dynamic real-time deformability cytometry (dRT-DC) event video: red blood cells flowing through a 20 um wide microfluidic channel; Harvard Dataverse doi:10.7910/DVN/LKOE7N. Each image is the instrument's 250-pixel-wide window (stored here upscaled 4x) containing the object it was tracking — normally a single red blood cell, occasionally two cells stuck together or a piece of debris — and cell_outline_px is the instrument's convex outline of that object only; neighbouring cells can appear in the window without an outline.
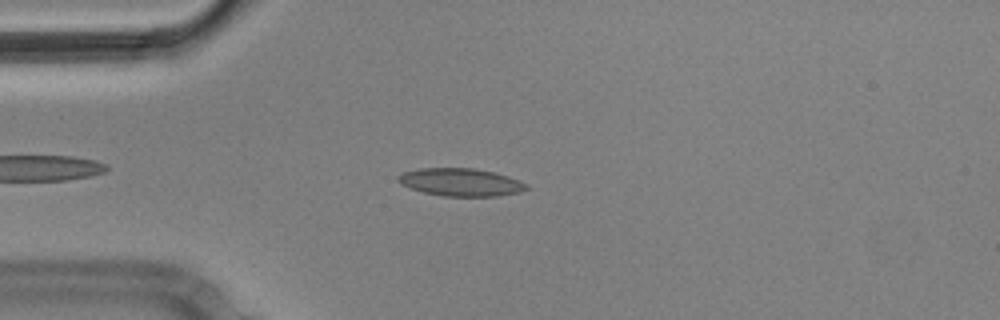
{"species": "Egyptian fruit bat (a non-hibernating species)", "species_latin": "Rousettus aegyptiacus", "temperature_condition": "cold", "stored_images_in_passage": 49, "camera_frame_rate_fps": 3000, "um_per_image_px": 0.085, "animal": {"sex": "male"}, "frame": {"image": 1, "passage_image": 7, "time_ms": 2.0, "image_size_px": [1000, 320], "cell_outline_px": [[528, 188], [520, 192], [496, 196], [444, 196], [424, 192], [408, 188], [400, 184], [396, 180], [396, 176], [404, 172], [420, 168], [472, 168], [492, 172], [508, 176], [524, 184]], "centroid_in_image_um": [39.08, 15.49], "position_along_channel_um": 45.9, "area_um2": 20.58}}
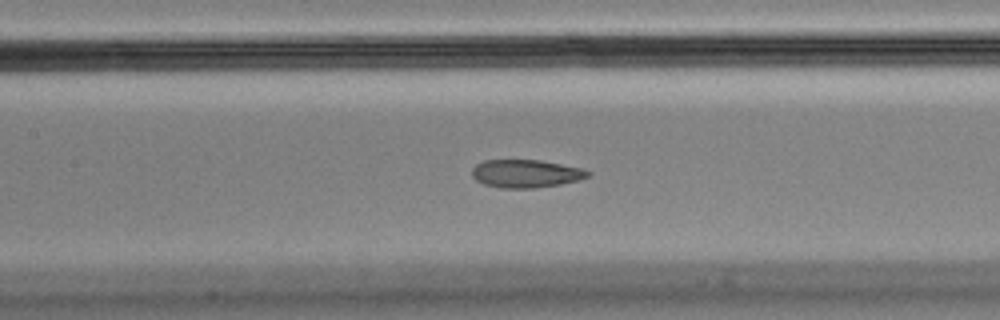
{"frame": {"image": 2, "passage_image": 18, "time_ms": 5.667, "image_size_px": [1000, 320], "cell_outline_px": [[592, 172], [588, 176], [580, 180], [560, 184], [536, 188], [500, 188], [484, 184], [476, 180], [472, 176], [472, 168], [476, 164], [484, 160], [540, 160], [584, 168]], "centroid_in_image_um": [44.71, 14.75], "position_along_channel_um": 162.7, "area_um2": 19.07}}
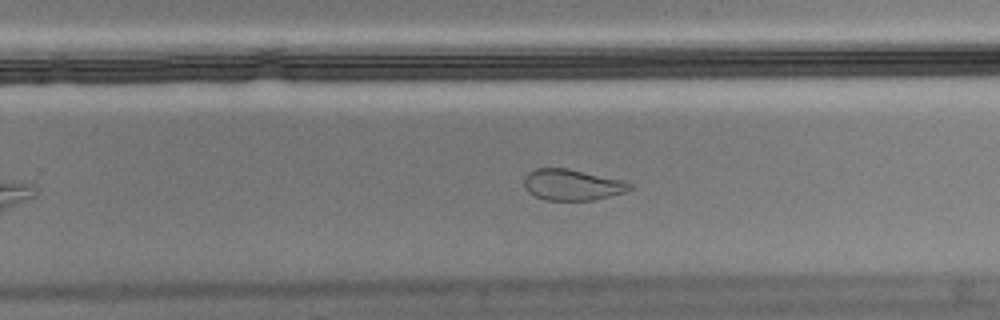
{"frame": {"image": 3, "passage_image": 28, "time_ms": 9.0, "image_size_px": [1000, 320], "cell_outline_px": [[636, 188], [624, 192], [592, 200], [544, 200], [528, 192], [524, 188], [524, 176], [528, 172], [536, 168], [568, 168], [624, 180], [632, 184]], "centroid_in_image_um": [48.64, 15.7], "position_along_channel_um": 281.2, "area_um2": 19.31}, "authors_computed_cell_mechanics": {"area_um2": 20.5768, "velocity_mm_per_s": 3.5648, "shape_relaxation_time_tau1_ms": null, "shape_relaxation_time_tau2_ms": 1.5698, "deformation_change_tau1": null, "deformation_change_tau2": 0.0793}}